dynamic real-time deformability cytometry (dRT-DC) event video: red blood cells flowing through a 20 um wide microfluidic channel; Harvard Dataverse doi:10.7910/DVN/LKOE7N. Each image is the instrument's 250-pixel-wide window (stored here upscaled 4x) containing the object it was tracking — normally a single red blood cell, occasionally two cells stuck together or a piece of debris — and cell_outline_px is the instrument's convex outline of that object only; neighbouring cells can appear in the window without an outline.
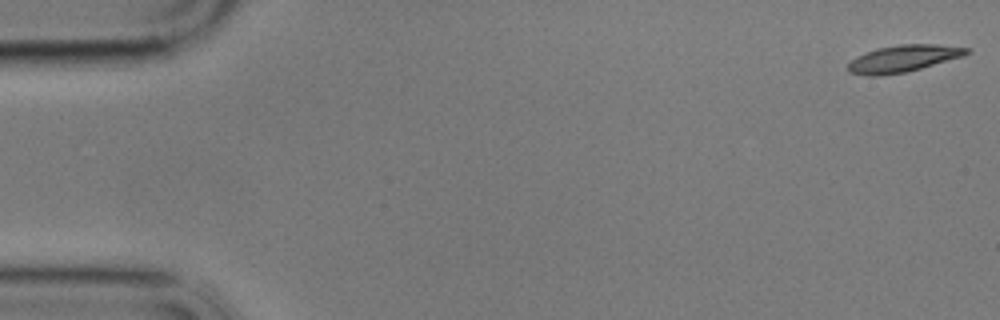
{"species": "common noctule bat (a hibernating species)", "species_latin": "Nyctalus noctula", "temperature_condition": "cold", "stored_images_in_passage": 18, "camera_frame_rate_fps": 3000, "um_per_image_px": 0.085, "animal": {"sex": "male", "body_mass_g": 17.9}, "frame": {"image": 1, "passage_image": 1, "time_ms": 0.0, "image_size_px": [1000, 320], "cell_outline_px": [[972, 52], [964, 56], [908, 72], [880, 76], [868, 76], [848, 72], [848, 64], [856, 56], [876, 48], [900, 44], [936, 44], [968, 48]], "centroid_in_image_um": [76.78, 4.98], "position_along_channel_um": 8.2, "area_um2": 18.79}}
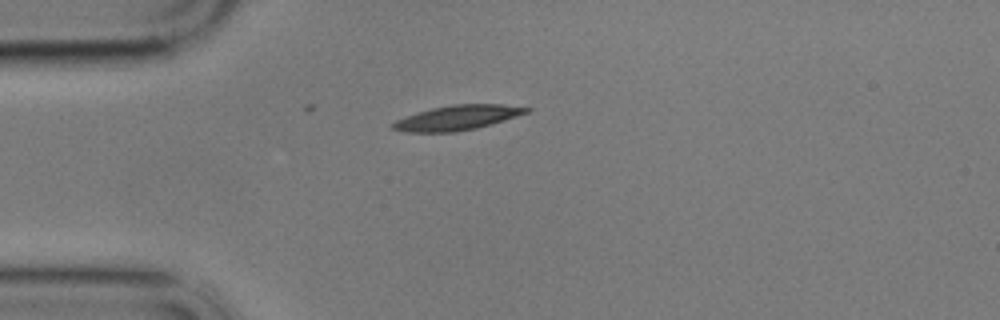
{"frame": {"image": 2, "passage_image": 15, "time_ms": 4.667, "image_size_px": [1000, 320], "cell_outline_px": [[532, 108], [528, 112], [504, 120], [476, 128], [456, 132], [408, 132], [392, 128], [392, 124], [396, 120], [416, 112], [432, 108], [452, 104], [500, 104]], "centroid_in_image_um": [38.86, 10.0], "position_along_channel_um": 46.1, "area_um2": 19.07}}